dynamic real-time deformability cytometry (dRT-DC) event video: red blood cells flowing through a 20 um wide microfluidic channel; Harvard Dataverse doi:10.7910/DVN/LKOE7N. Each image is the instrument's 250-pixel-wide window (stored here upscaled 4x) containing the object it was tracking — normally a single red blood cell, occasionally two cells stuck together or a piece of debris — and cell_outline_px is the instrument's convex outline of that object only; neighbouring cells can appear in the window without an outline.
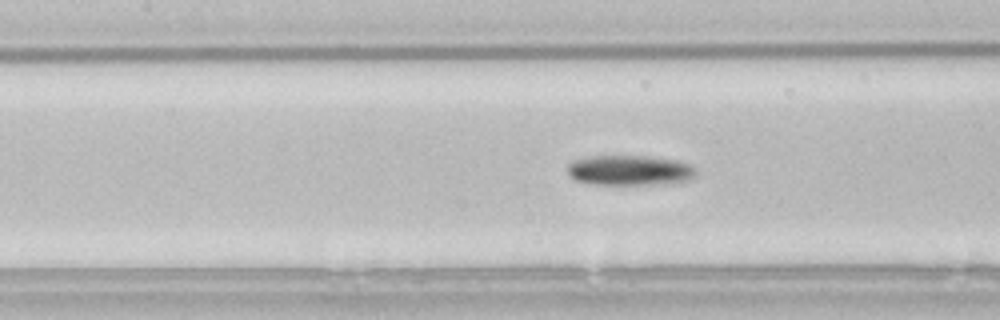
{"species": "common noctule bat (a hibernating species)", "species_latin": "Nyctalus noctula", "temperature_condition": "room temperature", "stored_images_in_passage": 50, "camera_frame_rate_fps": 3000, "um_per_image_px": 0.085, "animal": {"sex": "male", "body_mass_g": 21.5, "forearm_length_mm": 52.0}, "frame": {"image": 1, "passage_image": 19, "time_ms": 6.0, "image_size_px": [1000, 320], "cell_outline_px": [[696, 176], [688, 180], [648, 184], [592, 184], [576, 180], [568, 172], [568, 164], [572, 160], [592, 156], [648, 156], [680, 160], [688, 164], [696, 172]], "centroid_in_image_um": [53.5, 14.46], "position_along_channel_um": 153.9, "area_um2": 22.31}}
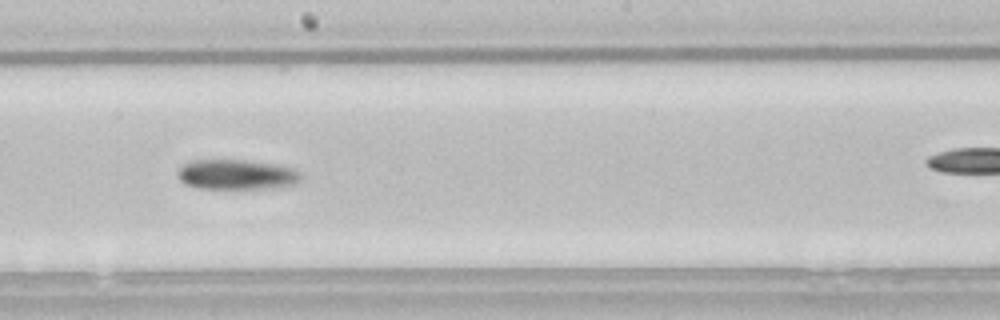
{"frame": {"image": 2, "passage_image": 25, "time_ms": 8.0, "image_size_px": [1000, 320], "cell_outline_px": [[304, 180], [300, 184], [288, 188], [196, 188], [184, 184], [176, 176], [176, 172], [184, 164], [192, 160], [248, 160], [276, 164], [292, 168], [300, 172], [304, 176]], "centroid_in_image_um": [20.21, 14.85], "position_along_channel_um": 228.0, "area_um2": 22.25}}
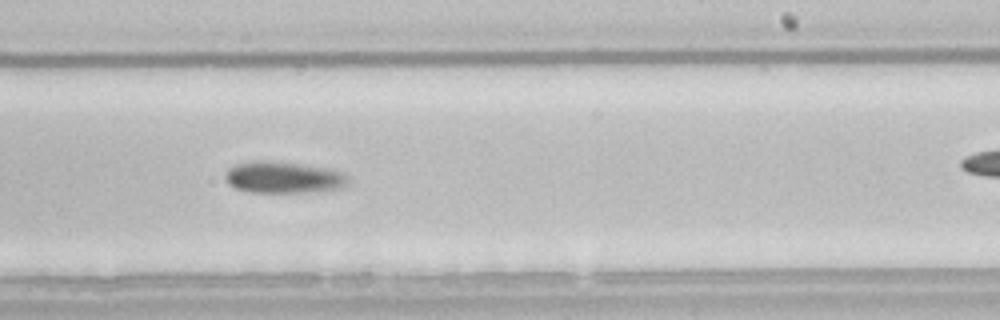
{"frame": {"image": 3, "passage_image": 28, "time_ms": 9.0, "image_size_px": [1000, 320], "cell_outline_px": [[348, 180], [340, 188], [316, 192], [252, 192], [236, 188], [228, 184], [224, 176], [224, 172], [228, 168], [236, 164], [256, 160], [272, 160], [304, 164], [332, 168], [348, 176]], "centroid_in_image_um": [24.07, 15.06], "position_along_channel_um": 264.9, "area_um2": 22.95}}